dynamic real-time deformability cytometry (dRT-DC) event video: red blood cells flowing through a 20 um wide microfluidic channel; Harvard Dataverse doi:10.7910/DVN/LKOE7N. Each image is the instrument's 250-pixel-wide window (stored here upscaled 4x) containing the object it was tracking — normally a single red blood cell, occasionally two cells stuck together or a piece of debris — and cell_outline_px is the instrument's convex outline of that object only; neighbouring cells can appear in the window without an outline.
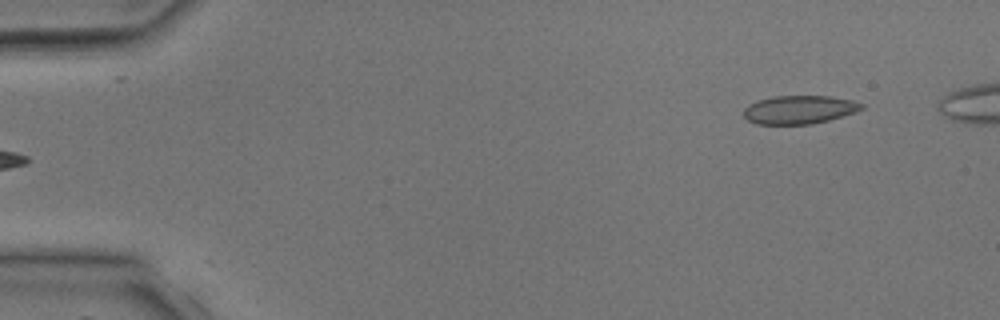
{"species": "common noctule bat (a hibernating species)", "species_latin": "Nyctalus noctula", "temperature_condition": "room temperature", "stored_images_in_passage": 3, "camera_frame_rate_fps": 3000, "um_per_image_px": 0.085, "animal": {"sex": "male", "body_mass_g": 17.9, "forearm_length_mm": 54.2}, "frame": {"image": 1, "passage_image": 3, "time_ms": 7.667, "image_size_px": [1000, 320], "cell_outline_px": [[864, 108], [856, 112], [828, 120], [812, 124], [756, 124], [748, 120], [744, 116], [744, 108], [748, 104], [756, 100], [772, 96], [828, 96], [852, 100], [864, 104]], "centroid_in_image_um": [67.92, 9.31], "position_along_channel_um": 17.1, "area_um2": 19.59}}